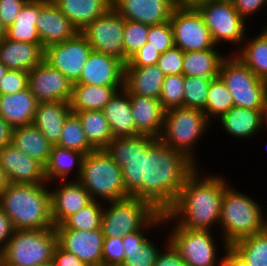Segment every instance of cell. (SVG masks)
<instances>
[{
    "label": "cell",
    "instance_id": "6da1fadb",
    "mask_svg": "<svg viewBox=\"0 0 267 266\" xmlns=\"http://www.w3.org/2000/svg\"><path fill=\"white\" fill-rule=\"evenodd\" d=\"M198 167H175L158 177L162 184V207L179 226L211 230L219 225L221 203L228 179L221 175L201 177Z\"/></svg>",
    "mask_w": 267,
    "mask_h": 266
},
{
    "label": "cell",
    "instance_id": "7a4b0ae2",
    "mask_svg": "<svg viewBox=\"0 0 267 266\" xmlns=\"http://www.w3.org/2000/svg\"><path fill=\"white\" fill-rule=\"evenodd\" d=\"M151 177L146 156L136 149L120 146L86 154L77 181L92 200L107 203L133 195Z\"/></svg>",
    "mask_w": 267,
    "mask_h": 266
},
{
    "label": "cell",
    "instance_id": "3957f363",
    "mask_svg": "<svg viewBox=\"0 0 267 266\" xmlns=\"http://www.w3.org/2000/svg\"><path fill=\"white\" fill-rule=\"evenodd\" d=\"M210 125L201 109L175 107L165 110L162 133L146 156L149 173L159 176L170 168L198 167L195 144Z\"/></svg>",
    "mask_w": 267,
    "mask_h": 266
},
{
    "label": "cell",
    "instance_id": "277c9868",
    "mask_svg": "<svg viewBox=\"0 0 267 266\" xmlns=\"http://www.w3.org/2000/svg\"><path fill=\"white\" fill-rule=\"evenodd\" d=\"M103 208L101 229L104 237H123L140 230L162 208V184L152 176L133 195Z\"/></svg>",
    "mask_w": 267,
    "mask_h": 266
},
{
    "label": "cell",
    "instance_id": "5b68a950",
    "mask_svg": "<svg viewBox=\"0 0 267 266\" xmlns=\"http://www.w3.org/2000/svg\"><path fill=\"white\" fill-rule=\"evenodd\" d=\"M46 184L8 183L0 196V207L14 230L54 228L51 218L50 190Z\"/></svg>",
    "mask_w": 267,
    "mask_h": 266
},
{
    "label": "cell",
    "instance_id": "8992f818",
    "mask_svg": "<svg viewBox=\"0 0 267 266\" xmlns=\"http://www.w3.org/2000/svg\"><path fill=\"white\" fill-rule=\"evenodd\" d=\"M263 209L246 193L243 194L231 185L225 188L219 221L223 253L235 242L263 232L267 220Z\"/></svg>",
    "mask_w": 267,
    "mask_h": 266
},
{
    "label": "cell",
    "instance_id": "52a82bcc",
    "mask_svg": "<svg viewBox=\"0 0 267 266\" xmlns=\"http://www.w3.org/2000/svg\"><path fill=\"white\" fill-rule=\"evenodd\" d=\"M56 245L55 228L14 230L0 255V266H49Z\"/></svg>",
    "mask_w": 267,
    "mask_h": 266
},
{
    "label": "cell",
    "instance_id": "ba28073f",
    "mask_svg": "<svg viewBox=\"0 0 267 266\" xmlns=\"http://www.w3.org/2000/svg\"><path fill=\"white\" fill-rule=\"evenodd\" d=\"M219 77L231 93L234 106L262 110L267 82L259 79L234 53L222 61Z\"/></svg>",
    "mask_w": 267,
    "mask_h": 266
},
{
    "label": "cell",
    "instance_id": "9c48e42d",
    "mask_svg": "<svg viewBox=\"0 0 267 266\" xmlns=\"http://www.w3.org/2000/svg\"><path fill=\"white\" fill-rule=\"evenodd\" d=\"M171 222V223H169ZM165 226L169 228V242L179 252L187 266H221L218 263L217 248L211 230H190L177 225L166 213L163 219Z\"/></svg>",
    "mask_w": 267,
    "mask_h": 266
},
{
    "label": "cell",
    "instance_id": "30bf717a",
    "mask_svg": "<svg viewBox=\"0 0 267 266\" xmlns=\"http://www.w3.org/2000/svg\"><path fill=\"white\" fill-rule=\"evenodd\" d=\"M209 29L214 43L225 42L241 47L246 37L247 20L242 18L231 0H211L198 8ZM246 32V33H245Z\"/></svg>",
    "mask_w": 267,
    "mask_h": 266
},
{
    "label": "cell",
    "instance_id": "8fae6325",
    "mask_svg": "<svg viewBox=\"0 0 267 266\" xmlns=\"http://www.w3.org/2000/svg\"><path fill=\"white\" fill-rule=\"evenodd\" d=\"M102 112L108 120L113 137L122 146L136 149L147 156L152 146L136 131L130 96L124 88L114 94Z\"/></svg>",
    "mask_w": 267,
    "mask_h": 266
},
{
    "label": "cell",
    "instance_id": "7c38bea8",
    "mask_svg": "<svg viewBox=\"0 0 267 266\" xmlns=\"http://www.w3.org/2000/svg\"><path fill=\"white\" fill-rule=\"evenodd\" d=\"M170 23L174 46L182 51H200L217 47L198 9L174 8Z\"/></svg>",
    "mask_w": 267,
    "mask_h": 266
},
{
    "label": "cell",
    "instance_id": "4fadbf2b",
    "mask_svg": "<svg viewBox=\"0 0 267 266\" xmlns=\"http://www.w3.org/2000/svg\"><path fill=\"white\" fill-rule=\"evenodd\" d=\"M80 33L88 40L93 51L114 56L124 63V18L113 6Z\"/></svg>",
    "mask_w": 267,
    "mask_h": 266
},
{
    "label": "cell",
    "instance_id": "5bb4252c",
    "mask_svg": "<svg viewBox=\"0 0 267 266\" xmlns=\"http://www.w3.org/2000/svg\"><path fill=\"white\" fill-rule=\"evenodd\" d=\"M91 52V45L79 32L69 40L45 47L44 60L75 83L80 78Z\"/></svg>",
    "mask_w": 267,
    "mask_h": 266
},
{
    "label": "cell",
    "instance_id": "9a60e30c",
    "mask_svg": "<svg viewBox=\"0 0 267 266\" xmlns=\"http://www.w3.org/2000/svg\"><path fill=\"white\" fill-rule=\"evenodd\" d=\"M28 87L38 103L70 102L73 82L43 60L28 72Z\"/></svg>",
    "mask_w": 267,
    "mask_h": 266
},
{
    "label": "cell",
    "instance_id": "2e32d148",
    "mask_svg": "<svg viewBox=\"0 0 267 266\" xmlns=\"http://www.w3.org/2000/svg\"><path fill=\"white\" fill-rule=\"evenodd\" d=\"M164 216L162 207L140 230L122 237L125 252L122 266H154L162 247L160 249L153 240L151 242L145 232L147 233L149 228H161Z\"/></svg>",
    "mask_w": 267,
    "mask_h": 266
},
{
    "label": "cell",
    "instance_id": "e0dca14e",
    "mask_svg": "<svg viewBox=\"0 0 267 266\" xmlns=\"http://www.w3.org/2000/svg\"><path fill=\"white\" fill-rule=\"evenodd\" d=\"M0 166L8 183L46 184L45 167L12 143L0 150Z\"/></svg>",
    "mask_w": 267,
    "mask_h": 266
},
{
    "label": "cell",
    "instance_id": "ac0fdd59",
    "mask_svg": "<svg viewBox=\"0 0 267 266\" xmlns=\"http://www.w3.org/2000/svg\"><path fill=\"white\" fill-rule=\"evenodd\" d=\"M57 244L74 254L87 266H102L104 235L102 229L92 231L55 230Z\"/></svg>",
    "mask_w": 267,
    "mask_h": 266
},
{
    "label": "cell",
    "instance_id": "d6986e66",
    "mask_svg": "<svg viewBox=\"0 0 267 266\" xmlns=\"http://www.w3.org/2000/svg\"><path fill=\"white\" fill-rule=\"evenodd\" d=\"M58 182L62 183L60 187L52 188V191L50 188L51 218L54 226L61 225L68 217L93 201L88 191L74 178Z\"/></svg>",
    "mask_w": 267,
    "mask_h": 266
},
{
    "label": "cell",
    "instance_id": "ffe728a7",
    "mask_svg": "<svg viewBox=\"0 0 267 266\" xmlns=\"http://www.w3.org/2000/svg\"><path fill=\"white\" fill-rule=\"evenodd\" d=\"M129 96L136 131L153 146L163 130L165 109L158 98Z\"/></svg>",
    "mask_w": 267,
    "mask_h": 266
},
{
    "label": "cell",
    "instance_id": "44dd1931",
    "mask_svg": "<svg viewBox=\"0 0 267 266\" xmlns=\"http://www.w3.org/2000/svg\"><path fill=\"white\" fill-rule=\"evenodd\" d=\"M42 46L64 42L75 37L79 31L59 10L52 0H39L36 23Z\"/></svg>",
    "mask_w": 267,
    "mask_h": 266
},
{
    "label": "cell",
    "instance_id": "7402d4cb",
    "mask_svg": "<svg viewBox=\"0 0 267 266\" xmlns=\"http://www.w3.org/2000/svg\"><path fill=\"white\" fill-rule=\"evenodd\" d=\"M124 66L120 59L92 50L80 78L73 84L123 86Z\"/></svg>",
    "mask_w": 267,
    "mask_h": 266
},
{
    "label": "cell",
    "instance_id": "603a6c76",
    "mask_svg": "<svg viewBox=\"0 0 267 266\" xmlns=\"http://www.w3.org/2000/svg\"><path fill=\"white\" fill-rule=\"evenodd\" d=\"M113 8L124 18L156 25L170 21L173 0H112Z\"/></svg>",
    "mask_w": 267,
    "mask_h": 266
},
{
    "label": "cell",
    "instance_id": "cb8c5ba5",
    "mask_svg": "<svg viewBox=\"0 0 267 266\" xmlns=\"http://www.w3.org/2000/svg\"><path fill=\"white\" fill-rule=\"evenodd\" d=\"M44 60L42 44H31L4 38L0 42V62L8 70L31 71Z\"/></svg>",
    "mask_w": 267,
    "mask_h": 266
},
{
    "label": "cell",
    "instance_id": "d4e9b609",
    "mask_svg": "<svg viewBox=\"0 0 267 266\" xmlns=\"http://www.w3.org/2000/svg\"><path fill=\"white\" fill-rule=\"evenodd\" d=\"M37 104L29 87L20 92L0 95V117L12 128L31 125Z\"/></svg>",
    "mask_w": 267,
    "mask_h": 266
},
{
    "label": "cell",
    "instance_id": "484cf974",
    "mask_svg": "<svg viewBox=\"0 0 267 266\" xmlns=\"http://www.w3.org/2000/svg\"><path fill=\"white\" fill-rule=\"evenodd\" d=\"M165 74L157 64L146 67H124L123 88L133 95L158 98Z\"/></svg>",
    "mask_w": 267,
    "mask_h": 266
},
{
    "label": "cell",
    "instance_id": "4316f807",
    "mask_svg": "<svg viewBox=\"0 0 267 266\" xmlns=\"http://www.w3.org/2000/svg\"><path fill=\"white\" fill-rule=\"evenodd\" d=\"M71 112L68 101L40 102L32 124L52 145H56L61 137L63 124Z\"/></svg>",
    "mask_w": 267,
    "mask_h": 266
},
{
    "label": "cell",
    "instance_id": "83f0119b",
    "mask_svg": "<svg viewBox=\"0 0 267 266\" xmlns=\"http://www.w3.org/2000/svg\"><path fill=\"white\" fill-rule=\"evenodd\" d=\"M217 121H220V125L228 135L241 140L252 139L262 130L261 110L233 106Z\"/></svg>",
    "mask_w": 267,
    "mask_h": 266
},
{
    "label": "cell",
    "instance_id": "f1b7e54d",
    "mask_svg": "<svg viewBox=\"0 0 267 266\" xmlns=\"http://www.w3.org/2000/svg\"><path fill=\"white\" fill-rule=\"evenodd\" d=\"M80 32L96 18L104 15L112 0H52Z\"/></svg>",
    "mask_w": 267,
    "mask_h": 266
},
{
    "label": "cell",
    "instance_id": "f546056e",
    "mask_svg": "<svg viewBox=\"0 0 267 266\" xmlns=\"http://www.w3.org/2000/svg\"><path fill=\"white\" fill-rule=\"evenodd\" d=\"M75 113L84 130L89 144L95 149H114L122 146L110 130L108 120L102 110H86Z\"/></svg>",
    "mask_w": 267,
    "mask_h": 266
},
{
    "label": "cell",
    "instance_id": "4dcf8cb0",
    "mask_svg": "<svg viewBox=\"0 0 267 266\" xmlns=\"http://www.w3.org/2000/svg\"><path fill=\"white\" fill-rule=\"evenodd\" d=\"M84 154L75 150L53 145L49 160L45 166V177L47 183L54 181H67L73 167L77 172L75 180H78L81 174L82 161Z\"/></svg>",
    "mask_w": 267,
    "mask_h": 266
},
{
    "label": "cell",
    "instance_id": "1f68e13d",
    "mask_svg": "<svg viewBox=\"0 0 267 266\" xmlns=\"http://www.w3.org/2000/svg\"><path fill=\"white\" fill-rule=\"evenodd\" d=\"M12 144L44 167L53 146L33 124L13 128Z\"/></svg>",
    "mask_w": 267,
    "mask_h": 266
},
{
    "label": "cell",
    "instance_id": "d6a6232c",
    "mask_svg": "<svg viewBox=\"0 0 267 266\" xmlns=\"http://www.w3.org/2000/svg\"><path fill=\"white\" fill-rule=\"evenodd\" d=\"M123 86L73 84L70 108L72 112L102 110Z\"/></svg>",
    "mask_w": 267,
    "mask_h": 266
},
{
    "label": "cell",
    "instance_id": "836d02e7",
    "mask_svg": "<svg viewBox=\"0 0 267 266\" xmlns=\"http://www.w3.org/2000/svg\"><path fill=\"white\" fill-rule=\"evenodd\" d=\"M234 51L232 53L237 55L259 79L267 82V26L261 29L257 36L247 40L245 38L242 47Z\"/></svg>",
    "mask_w": 267,
    "mask_h": 266
},
{
    "label": "cell",
    "instance_id": "e575fe53",
    "mask_svg": "<svg viewBox=\"0 0 267 266\" xmlns=\"http://www.w3.org/2000/svg\"><path fill=\"white\" fill-rule=\"evenodd\" d=\"M39 0H28L16 15L14 23L7 28L6 38L31 44H42L36 26Z\"/></svg>",
    "mask_w": 267,
    "mask_h": 266
},
{
    "label": "cell",
    "instance_id": "d590c367",
    "mask_svg": "<svg viewBox=\"0 0 267 266\" xmlns=\"http://www.w3.org/2000/svg\"><path fill=\"white\" fill-rule=\"evenodd\" d=\"M216 48L184 52V76H199L204 78H217L220 66L227 55L220 54Z\"/></svg>",
    "mask_w": 267,
    "mask_h": 266
},
{
    "label": "cell",
    "instance_id": "8d00e7d4",
    "mask_svg": "<svg viewBox=\"0 0 267 266\" xmlns=\"http://www.w3.org/2000/svg\"><path fill=\"white\" fill-rule=\"evenodd\" d=\"M249 266H267V234L263 231L230 246Z\"/></svg>",
    "mask_w": 267,
    "mask_h": 266
},
{
    "label": "cell",
    "instance_id": "74e56055",
    "mask_svg": "<svg viewBox=\"0 0 267 266\" xmlns=\"http://www.w3.org/2000/svg\"><path fill=\"white\" fill-rule=\"evenodd\" d=\"M105 203L93 200L76 214L68 217L55 230H82L92 231L101 228L103 208ZM103 206V207H102Z\"/></svg>",
    "mask_w": 267,
    "mask_h": 266
},
{
    "label": "cell",
    "instance_id": "f35d334b",
    "mask_svg": "<svg viewBox=\"0 0 267 266\" xmlns=\"http://www.w3.org/2000/svg\"><path fill=\"white\" fill-rule=\"evenodd\" d=\"M233 106L231 93L223 80L219 76L212 79L209 85L206 107L203 109L207 119L212 123V119L217 120Z\"/></svg>",
    "mask_w": 267,
    "mask_h": 266
},
{
    "label": "cell",
    "instance_id": "ab89813d",
    "mask_svg": "<svg viewBox=\"0 0 267 266\" xmlns=\"http://www.w3.org/2000/svg\"><path fill=\"white\" fill-rule=\"evenodd\" d=\"M56 145L81 152L84 155L95 150L87 141L82 124L73 112L66 118L61 130V137Z\"/></svg>",
    "mask_w": 267,
    "mask_h": 266
},
{
    "label": "cell",
    "instance_id": "60d3db41",
    "mask_svg": "<svg viewBox=\"0 0 267 266\" xmlns=\"http://www.w3.org/2000/svg\"><path fill=\"white\" fill-rule=\"evenodd\" d=\"M199 76H184L183 107L203 110L206 107L211 80Z\"/></svg>",
    "mask_w": 267,
    "mask_h": 266
},
{
    "label": "cell",
    "instance_id": "b9f144b4",
    "mask_svg": "<svg viewBox=\"0 0 267 266\" xmlns=\"http://www.w3.org/2000/svg\"><path fill=\"white\" fill-rule=\"evenodd\" d=\"M149 25L124 19V64L147 42Z\"/></svg>",
    "mask_w": 267,
    "mask_h": 266
},
{
    "label": "cell",
    "instance_id": "7bdbcfd3",
    "mask_svg": "<svg viewBox=\"0 0 267 266\" xmlns=\"http://www.w3.org/2000/svg\"><path fill=\"white\" fill-rule=\"evenodd\" d=\"M184 98V75H168L165 76L161 95L159 97L160 103L165 110L183 107Z\"/></svg>",
    "mask_w": 267,
    "mask_h": 266
},
{
    "label": "cell",
    "instance_id": "ee69618b",
    "mask_svg": "<svg viewBox=\"0 0 267 266\" xmlns=\"http://www.w3.org/2000/svg\"><path fill=\"white\" fill-rule=\"evenodd\" d=\"M148 46L158 50L161 54L174 46L173 31L170 21L150 25L147 36Z\"/></svg>",
    "mask_w": 267,
    "mask_h": 266
},
{
    "label": "cell",
    "instance_id": "f6af8a7d",
    "mask_svg": "<svg viewBox=\"0 0 267 266\" xmlns=\"http://www.w3.org/2000/svg\"><path fill=\"white\" fill-rule=\"evenodd\" d=\"M125 252L121 237H104L102 248V266H122Z\"/></svg>",
    "mask_w": 267,
    "mask_h": 266
},
{
    "label": "cell",
    "instance_id": "bcb514c9",
    "mask_svg": "<svg viewBox=\"0 0 267 266\" xmlns=\"http://www.w3.org/2000/svg\"><path fill=\"white\" fill-rule=\"evenodd\" d=\"M183 61L184 51L176 46H173L160 55L157 65L165 74V76L176 75L182 74Z\"/></svg>",
    "mask_w": 267,
    "mask_h": 266
},
{
    "label": "cell",
    "instance_id": "7dc6e473",
    "mask_svg": "<svg viewBox=\"0 0 267 266\" xmlns=\"http://www.w3.org/2000/svg\"><path fill=\"white\" fill-rule=\"evenodd\" d=\"M28 88V72L8 70L0 80V95L20 92Z\"/></svg>",
    "mask_w": 267,
    "mask_h": 266
},
{
    "label": "cell",
    "instance_id": "c3c4849f",
    "mask_svg": "<svg viewBox=\"0 0 267 266\" xmlns=\"http://www.w3.org/2000/svg\"><path fill=\"white\" fill-rule=\"evenodd\" d=\"M161 53L148 46L146 42L141 49H139L135 54H133L127 61L124 67H146L157 64Z\"/></svg>",
    "mask_w": 267,
    "mask_h": 266
},
{
    "label": "cell",
    "instance_id": "681fc988",
    "mask_svg": "<svg viewBox=\"0 0 267 266\" xmlns=\"http://www.w3.org/2000/svg\"><path fill=\"white\" fill-rule=\"evenodd\" d=\"M28 0H0V19L6 28L14 23L16 15Z\"/></svg>",
    "mask_w": 267,
    "mask_h": 266
},
{
    "label": "cell",
    "instance_id": "f907efd6",
    "mask_svg": "<svg viewBox=\"0 0 267 266\" xmlns=\"http://www.w3.org/2000/svg\"><path fill=\"white\" fill-rule=\"evenodd\" d=\"M166 242V243H165ZM162 246L164 251H160L154 266H187L179 252L169 242L168 238Z\"/></svg>",
    "mask_w": 267,
    "mask_h": 266
},
{
    "label": "cell",
    "instance_id": "816d5d0a",
    "mask_svg": "<svg viewBox=\"0 0 267 266\" xmlns=\"http://www.w3.org/2000/svg\"><path fill=\"white\" fill-rule=\"evenodd\" d=\"M233 3L234 8L238 12V14L246 19H250L251 16L257 11L260 10L263 7H265V4L267 6V0H231ZM250 16V18H248Z\"/></svg>",
    "mask_w": 267,
    "mask_h": 266
},
{
    "label": "cell",
    "instance_id": "f5cc1de1",
    "mask_svg": "<svg viewBox=\"0 0 267 266\" xmlns=\"http://www.w3.org/2000/svg\"><path fill=\"white\" fill-rule=\"evenodd\" d=\"M51 266H87L74 254L62 249L58 244L53 253Z\"/></svg>",
    "mask_w": 267,
    "mask_h": 266
},
{
    "label": "cell",
    "instance_id": "db71d44e",
    "mask_svg": "<svg viewBox=\"0 0 267 266\" xmlns=\"http://www.w3.org/2000/svg\"><path fill=\"white\" fill-rule=\"evenodd\" d=\"M14 228L11 220L6 216L0 207V255L5 249L8 240L13 235Z\"/></svg>",
    "mask_w": 267,
    "mask_h": 266
},
{
    "label": "cell",
    "instance_id": "11a10c76",
    "mask_svg": "<svg viewBox=\"0 0 267 266\" xmlns=\"http://www.w3.org/2000/svg\"><path fill=\"white\" fill-rule=\"evenodd\" d=\"M224 255L221 266H249L231 247L226 249Z\"/></svg>",
    "mask_w": 267,
    "mask_h": 266
},
{
    "label": "cell",
    "instance_id": "9f6ffc18",
    "mask_svg": "<svg viewBox=\"0 0 267 266\" xmlns=\"http://www.w3.org/2000/svg\"><path fill=\"white\" fill-rule=\"evenodd\" d=\"M13 128L0 117V150L12 143Z\"/></svg>",
    "mask_w": 267,
    "mask_h": 266
},
{
    "label": "cell",
    "instance_id": "6f0895ef",
    "mask_svg": "<svg viewBox=\"0 0 267 266\" xmlns=\"http://www.w3.org/2000/svg\"><path fill=\"white\" fill-rule=\"evenodd\" d=\"M211 0H173L175 8L179 9H198L200 6L207 4Z\"/></svg>",
    "mask_w": 267,
    "mask_h": 266
},
{
    "label": "cell",
    "instance_id": "680465c9",
    "mask_svg": "<svg viewBox=\"0 0 267 266\" xmlns=\"http://www.w3.org/2000/svg\"><path fill=\"white\" fill-rule=\"evenodd\" d=\"M261 118H262V128H264L267 126V95L265 97L264 105L261 110Z\"/></svg>",
    "mask_w": 267,
    "mask_h": 266
},
{
    "label": "cell",
    "instance_id": "91938a15",
    "mask_svg": "<svg viewBox=\"0 0 267 266\" xmlns=\"http://www.w3.org/2000/svg\"><path fill=\"white\" fill-rule=\"evenodd\" d=\"M7 184H8V181H7L5 174H4V172L0 166V196L4 192V190L6 189Z\"/></svg>",
    "mask_w": 267,
    "mask_h": 266
},
{
    "label": "cell",
    "instance_id": "94428289",
    "mask_svg": "<svg viewBox=\"0 0 267 266\" xmlns=\"http://www.w3.org/2000/svg\"><path fill=\"white\" fill-rule=\"evenodd\" d=\"M7 28L0 19V42L6 37Z\"/></svg>",
    "mask_w": 267,
    "mask_h": 266
},
{
    "label": "cell",
    "instance_id": "6125c7cd",
    "mask_svg": "<svg viewBox=\"0 0 267 266\" xmlns=\"http://www.w3.org/2000/svg\"><path fill=\"white\" fill-rule=\"evenodd\" d=\"M8 69L0 62V80L6 74Z\"/></svg>",
    "mask_w": 267,
    "mask_h": 266
},
{
    "label": "cell",
    "instance_id": "be15d7a7",
    "mask_svg": "<svg viewBox=\"0 0 267 266\" xmlns=\"http://www.w3.org/2000/svg\"><path fill=\"white\" fill-rule=\"evenodd\" d=\"M263 231L267 234V220H266V223H265V226H264V230Z\"/></svg>",
    "mask_w": 267,
    "mask_h": 266
}]
</instances>
